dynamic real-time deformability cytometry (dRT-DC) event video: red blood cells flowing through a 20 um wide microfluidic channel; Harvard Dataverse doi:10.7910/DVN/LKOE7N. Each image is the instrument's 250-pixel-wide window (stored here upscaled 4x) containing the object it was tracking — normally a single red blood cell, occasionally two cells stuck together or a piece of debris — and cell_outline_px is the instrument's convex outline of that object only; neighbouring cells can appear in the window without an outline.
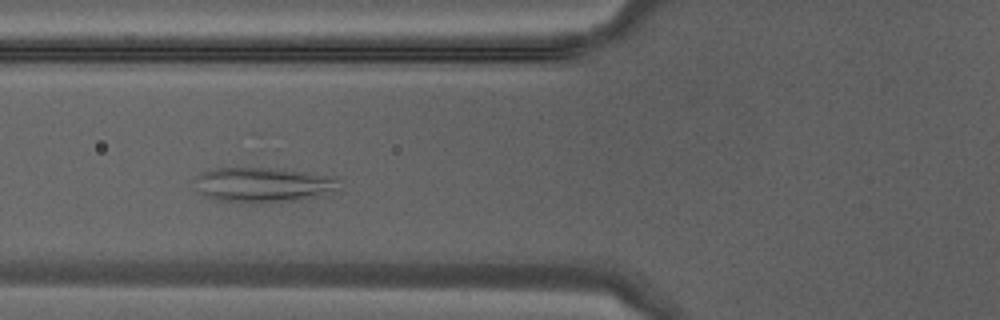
{"species": "Egyptian fruit bat (a non-hibernating species)", "species_latin": "Rousettus aegyptiacus", "temperature_condition": "warm", "stored_images_in_passage": 39, "camera_frame_rate_fps": 3000, "um_per_image_px": 0.085, "animal": {"sex": "male"}, "frame": {"image": 1, "passage_image": 12, "time_ms": 3.667, "image_size_px": [1000, 320], "cell_outline_px": [[340, 192], [324, 196], [292, 200], [252, 204], [248, 204], [216, 200], [204, 196], [200, 192], [192, 180], [200, 172], [216, 168], [284, 168], [336, 176]], "centroid_in_image_um": [22.41, 15.71], "position_along_channel_um": 103.4, "area_um2": 30.4}}
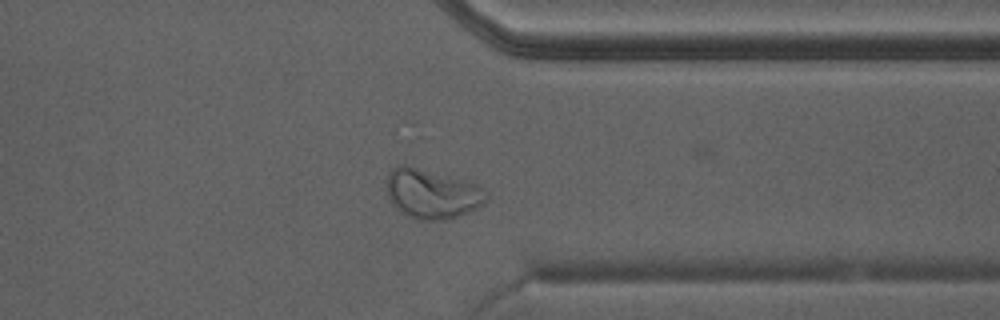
{"frame": {"image": 2, "passage_image": 29, "time_ms": 9.333, "image_size_px": [1000, 320], "cell_outline_px": [[488, 200], [476, 208], [468, 212], [444, 220], [420, 220], [408, 216], [400, 212], [396, 208], [388, 196], [388, 172], [396, 164], [404, 164], [464, 180], [476, 184], [488, 192]], "centroid_in_image_um": [36.72, 16.47], "position_along_channel_um": 374.7, "area_um2": 28.61}}
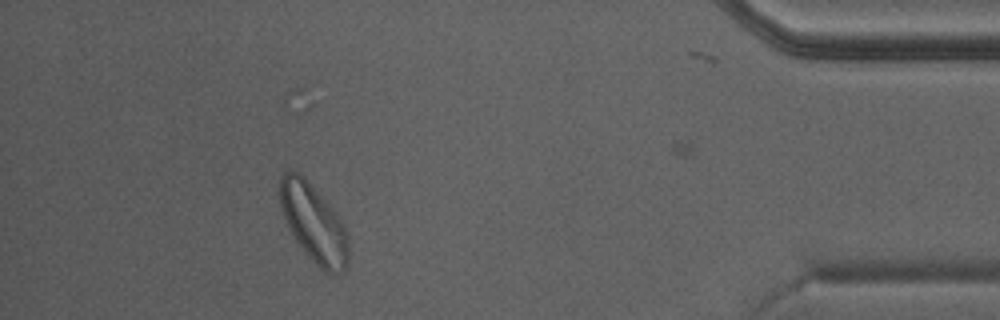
{"frame": {"image": 3, "passage_image": 34, "time_ms": 11.0, "image_size_px": [1000, 320], "cell_outline_px": [[348, 264], [344, 272], [332, 276], [324, 272], [296, 244], [288, 228], [280, 208], [280, 176], [288, 168], [292, 168], [300, 172], [304, 176], [340, 216], [344, 224], [348, 236]], "centroid_in_image_um": [26.66, 18.97], "position_along_channel_um": 408.5, "area_um2": 32.14}}